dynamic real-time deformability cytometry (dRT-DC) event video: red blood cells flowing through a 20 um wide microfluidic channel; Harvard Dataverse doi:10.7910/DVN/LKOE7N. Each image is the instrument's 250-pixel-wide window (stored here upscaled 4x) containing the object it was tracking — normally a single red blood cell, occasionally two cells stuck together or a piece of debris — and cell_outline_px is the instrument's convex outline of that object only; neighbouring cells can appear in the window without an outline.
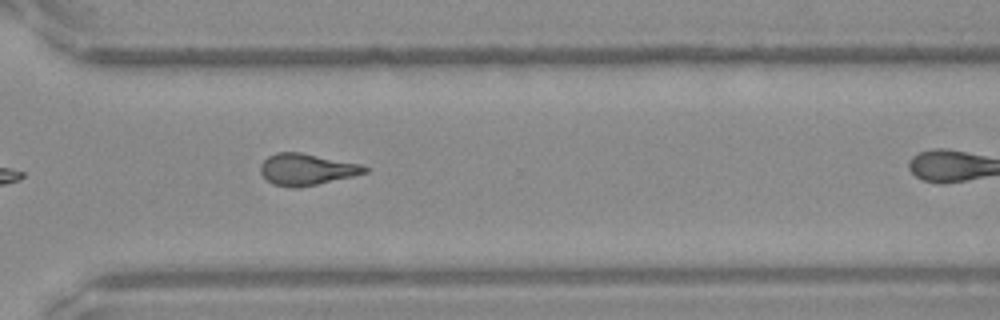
{"species": "Egyptian fruit bat (a non-hibernating species)", "species_latin": "Rousettus aegyptiacus", "temperature_condition": "warm", "stored_images_in_passage": 28, "camera_frame_rate_fps": 3000, "um_per_image_px": 0.085, "frame": {"image": 1, "passage_image": 24, "time_ms": 7.667, "image_size_px": [1000, 320], "cell_outline_px": [[372, 168], [368, 172], [352, 176], [316, 184], [296, 188], [272, 184], [260, 172], [260, 164], [268, 156], [276, 152], [300, 152], [360, 164]], "centroid_in_image_um": [26.06, 14.39], "position_along_channel_um": 344.5, "area_um2": 19.02}}